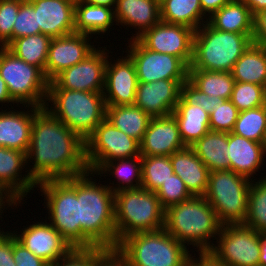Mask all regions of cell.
<instances>
[{
    "label": "cell",
    "mask_w": 266,
    "mask_h": 266,
    "mask_svg": "<svg viewBox=\"0 0 266 266\" xmlns=\"http://www.w3.org/2000/svg\"><path fill=\"white\" fill-rule=\"evenodd\" d=\"M26 159L27 165L30 162L33 165H29L25 173L36 183L65 179L89 171L85 140L45 108L34 115Z\"/></svg>",
    "instance_id": "6da1fadb"
},
{
    "label": "cell",
    "mask_w": 266,
    "mask_h": 266,
    "mask_svg": "<svg viewBox=\"0 0 266 266\" xmlns=\"http://www.w3.org/2000/svg\"><path fill=\"white\" fill-rule=\"evenodd\" d=\"M95 175L92 171L77 175L80 248L115 250V193L107 184H97Z\"/></svg>",
    "instance_id": "7a4b0ae2"
},
{
    "label": "cell",
    "mask_w": 266,
    "mask_h": 266,
    "mask_svg": "<svg viewBox=\"0 0 266 266\" xmlns=\"http://www.w3.org/2000/svg\"><path fill=\"white\" fill-rule=\"evenodd\" d=\"M222 225L204 196H192L165 210L164 229L183 245L197 247L196 252L211 251Z\"/></svg>",
    "instance_id": "3957f363"
},
{
    "label": "cell",
    "mask_w": 266,
    "mask_h": 266,
    "mask_svg": "<svg viewBox=\"0 0 266 266\" xmlns=\"http://www.w3.org/2000/svg\"><path fill=\"white\" fill-rule=\"evenodd\" d=\"M106 107L101 92L68 89H48L44 106L52 116L84 140L106 118Z\"/></svg>",
    "instance_id": "277c9868"
},
{
    "label": "cell",
    "mask_w": 266,
    "mask_h": 266,
    "mask_svg": "<svg viewBox=\"0 0 266 266\" xmlns=\"http://www.w3.org/2000/svg\"><path fill=\"white\" fill-rule=\"evenodd\" d=\"M252 43V35L221 31L206 22L194 31L193 60L188 70L232 72Z\"/></svg>",
    "instance_id": "5b68a950"
},
{
    "label": "cell",
    "mask_w": 266,
    "mask_h": 266,
    "mask_svg": "<svg viewBox=\"0 0 266 266\" xmlns=\"http://www.w3.org/2000/svg\"><path fill=\"white\" fill-rule=\"evenodd\" d=\"M189 249L162 228L131 234L115 251L128 266H183L190 259Z\"/></svg>",
    "instance_id": "8992f818"
},
{
    "label": "cell",
    "mask_w": 266,
    "mask_h": 266,
    "mask_svg": "<svg viewBox=\"0 0 266 266\" xmlns=\"http://www.w3.org/2000/svg\"><path fill=\"white\" fill-rule=\"evenodd\" d=\"M116 247L125 237L164 228L165 209L156 192L142 187L115 193Z\"/></svg>",
    "instance_id": "52a82bcc"
},
{
    "label": "cell",
    "mask_w": 266,
    "mask_h": 266,
    "mask_svg": "<svg viewBox=\"0 0 266 266\" xmlns=\"http://www.w3.org/2000/svg\"><path fill=\"white\" fill-rule=\"evenodd\" d=\"M44 195V207L49 223L72 248H80L79 200L77 176L65 179H48L37 183ZM46 201V202H45Z\"/></svg>",
    "instance_id": "ba28073f"
},
{
    "label": "cell",
    "mask_w": 266,
    "mask_h": 266,
    "mask_svg": "<svg viewBox=\"0 0 266 266\" xmlns=\"http://www.w3.org/2000/svg\"><path fill=\"white\" fill-rule=\"evenodd\" d=\"M0 76L17 106L44 108L49 80L39 67L21 60L7 47H0Z\"/></svg>",
    "instance_id": "9c48e42d"
},
{
    "label": "cell",
    "mask_w": 266,
    "mask_h": 266,
    "mask_svg": "<svg viewBox=\"0 0 266 266\" xmlns=\"http://www.w3.org/2000/svg\"><path fill=\"white\" fill-rule=\"evenodd\" d=\"M251 182L231 170L210 172L204 197L223 225L245 221Z\"/></svg>",
    "instance_id": "30bf717a"
},
{
    "label": "cell",
    "mask_w": 266,
    "mask_h": 266,
    "mask_svg": "<svg viewBox=\"0 0 266 266\" xmlns=\"http://www.w3.org/2000/svg\"><path fill=\"white\" fill-rule=\"evenodd\" d=\"M89 171L97 173L107 162L140 155V143L117 129L106 118L85 140Z\"/></svg>",
    "instance_id": "8fae6325"
},
{
    "label": "cell",
    "mask_w": 266,
    "mask_h": 266,
    "mask_svg": "<svg viewBox=\"0 0 266 266\" xmlns=\"http://www.w3.org/2000/svg\"><path fill=\"white\" fill-rule=\"evenodd\" d=\"M211 252L227 266H258L260 233L243 223L224 224Z\"/></svg>",
    "instance_id": "7c38bea8"
},
{
    "label": "cell",
    "mask_w": 266,
    "mask_h": 266,
    "mask_svg": "<svg viewBox=\"0 0 266 266\" xmlns=\"http://www.w3.org/2000/svg\"><path fill=\"white\" fill-rule=\"evenodd\" d=\"M127 44L125 52L135 65L138 82L188 79V66L180 58L147 49L138 39Z\"/></svg>",
    "instance_id": "4fadbf2b"
},
{
    "label": "cell",
    "mask_w": 266,
    "mask_h": 266,
    "mask_svg": "<svg viewBox=\"0 0 266 266\" xmlns=\"http://www.w3.org/2000/svg\"><path fill=\"white\" fill-rule=\"evenodd\" d=\"M106 48L97 47L81 62L62 70L49 81L48 89L103 93L107 60L112 53Z\"/></svg>",
    "instance_id": "5bb4252c"
},
{
    "label": "cell",
    "mask_w": 266,
    "mask_h": 266,
    "mask_svg": "<svg viewBox=\"0 0 266 266\" xmlns=\"http://www.w3.org/2000/svg\"><path fill=\"white\" fill-rule=\"evenodd\" d=\"M194 30L190 27L159 21L137 39L155 52L180 58L188 67L193 60Z\"/></svg>",
    "instance_id": "9a60e30c"
},
{
    "label": "cell",
    "mask_w": 266,
    "mask_h": 266,
    "mask_svg": "<svg viewBox=\"0 0 266 266\" xmlns=\"http://www.w3.org/2000/svg\"><path fill=\"white\" fill-rule=\"evenodd\" d=\"M33 223L25 226L22 231L20 229V232L14 230L13 234L34 255L51 265L73 249L47 220Z\"/></svg>",
    "instance_id": "2e32d148"
},
{
    "label": "cell",
    "mask_w": 266,
    "mask_h": 266,
    "mask_svg": "<svg viewBox=\"0 0 266 266\" xmlns=\"http://www.w3.org/2000/svg\"><path fill=\"white\" fill-rule=\"evenodd\" d=\"M125 55L116 58L117 62L107 60L103 91L106 106L134 105L138 77L133 61Z\"/></svg>",
    "instance_id": "e0dca14e"
},
{
    "label": "cell",
    "mask_w": 266,
    "mask_h": 266,
    "mask_svg": "<svg viewBox=\"0 0 266 266\" xmlns=\"http://www.w3.org/2000/svg\"><path fill=\"white\" fill-rule=\"evenodd\" d=\"M90 39L92 36L82 33L52 38L45 66L46 78L51 81L62 70L81 62L91 54L96 45Z\"/></svg>",
    "instance_id": "ac0fdd59"
},
{
    "label": "cell",
    "mask_w": 266,
    "mask_h": 266,
    "mask_svg": "<svg viewBox=\"0 0 266 266\" xmlns=\"http://www.w3.org/2000/svg\"><path fill=\"white\" fill-rule=\"evenodd\" d=\"M186 80H159L150 83L138 82L134 105L151 118L172 114L181 94V85Z\"/></svg>",
    "instance_id": "d6986e66"
},
{
    "label": "cell",
    "mask_w": 266,
    "mask_h": 266,
    "mask_svg": "<svg viewBox=\"0 0 266 266\" xmlns=\"http://www.w3.org/2000/svg\"><path fill=\"white\" fill-rule=\"evenodd\" d=\"M185 146L173 114L152 118L140 142L141 156H171Z\"/></svg>",
    "instance_id": "ffe728a7"
},
{
    "label": "cell",
    "mask_w": 266,
    "mask_h": 266,
    "mask_svg": "<svg viewBox=\"0 0 266 266\" xmlns=\"http://www.w3.org/2000/svg\"><path fill=\"white\" fill-rule=\"evenodd\" d=\"M37 12L40 33L52 38L75 33L76 0H28Z\"/></svg>",
    "instance_id": "44dd1931"
},
{
    "label": "cell",
    "mask_w": 266,
    "mask_h": 266,
    "mask_svg": "<svg viewBox=\"0 0 266 266\" xmlns=\"http://www.w3.org/2000/svg\"><path fill=\"white\" fill-rule=\"evenodd\" d=\"M23 106L27 111L24 109L23 111L21 109L19 111L15 110L13 106L8 111L7 109L0 110V147L22 151L27 154L31 142L34 115L41 108L30 105Z\"/></svg>",
    "instance_id": "7402d4cb"
},
{
    "label": "cell",
    "mask_w": 266,
    "mask_h": 266,
    "mask_svg": "<svg viewBox=\"0 0 266 266\" xmlns=\"http://www.w3.org/2000/svg\"><path fill=\"white\" fill-rule=\"evenodd\" d=\"M225 155L228 157L231 171L253 180L256 172L265 164L266 145L229 132L228 150Z\"/></svg>",
    "instance_id": "603a6c76"
},
{
    "label": "cell",
    "mask_w": 266,
    "mask_h": 266,
    "mask_svg": "<svg viewBox=\"0 0 266 266\" xmlns=\"http://www.w3.org/2000/svg\"><path fill=\"white\" fill-rule=\"evenodd\" d=\"M114 17L115 25L136 28L130 40L137 39L161 20L160 0H116Z\"/></svg>",
    "instance_id": "cb8c5ba5"
},
{
    "label": "cell",
    "mask_w": 266,
    "mask_h": 266,
    "mask_svg": "<svg viewBox=\"0 0 266 266\" xmlns=\"http://www.w3.org/2000/svg\"><path fill=\"white\" fill-rule=\"evenodd\" d=\"M27 166L26 153L0 147V184L12 193L20 202L37 187L29 174H22ZM23 175V176H22Z\"/></svg>",
    "instance_id": "d4e9b609"
},
{
    "label": "cell",
    "mask_w": 266,
    "mask_h": 266,
    "mask_svg": "<svg viewBox=\"0 0 266 266\" xmlns=\"http://www.w3.org/2000/svg\"><path fill=\"white\" fill-rule=\"evenodd\" d=\"M174 174L179 176L192 196H204L208 187L210 170L194 153L184 147L170 156Z\"/></svg>",
    "instance_id": "484cf974"
},
{
    "label": "cell",
    "mask_w": 266,
    "mask_h": 266,
    "mask_svg": "<svg viewBox=\"0 0 266 266\" xmlns=\"http://www.w3.org/2000/svg\"><path fill=\"white\" fill-rule=\"evenodd\" d=\"M253 18L251 10L241 0H231L207 20V23L218 30L239 34H253Z\"/></svg>",
    "instance_id": "4316f807"
},
{
    "label": "cell",
    "mask_w": 266,
    "mask_h": 266,
    "mask_svg": "<svg viewBox=\"0 0 266 266\" xmlns=\"http://www.w3.org/2000/svg\"><path fill=\"white\" fill-rule=\"evenodd\" d=\"M172 114L185 146H192L210 130L209 113L201 106L188 105L181 97Z\"/></svg>",
    "instance_id": "83f0119b"
},
{
    "label": "cell",
    "mask_w": 266,
    "mask_h": 266,
    "mask_svg": "<svg viewBox=\"0 0 266 266\" xmlns=\"http://www.w3.org/2000/svg\"><path fill=\"white\" fill-rule=\"evenodd\" d=\"M114 9L91 5L76 0L75 4V33L87 35H105L110 33V27L114 25ZM109 33H108V32Z\"/></svg>",
    "instance_id": "f1b7e54d"
},
{
    "label": "cell",
    "mask_w": 266,
    "mask_h": 266,
    "mask_svg": "<svg viewBox=\"0 0 266 266\" xmlns=\"http://www.w3.org/2000/svg\"><path fill=\"white\" fill-rule=\"evenodd\" d=\"M203 161L210 172L230 170L228 157V133L209 130L197 142L190 146Z\"/></svg>",
    "instance_id": "f546056e"
},
{
    "label": "cell",
    "mask_w": 266,
    "mask_h": 266,
    "mask_svg": "<svg viewBox=\"0 0 266 266\" xmlns=\"http://www.w3.org/2000/svg\"><path fill=\"white\" fill-rule=\"evenodd\" d=\"M106 119L140 143L152 118L136 105H118L106 107Z\"/></svg>",
    "instance_id": "4dcf8cb0"
},
{
    "label": "cell",
    "mask_w": 266,
    "mask_h": 266,
    "mask_svg": "<svg viewBox=\"0 0 266 266\" xmlns=\"http://www.w3.org/2000/svg\"><path fill=\"white\" fill-rule=\"evenodd\" d=\"M160 19L190 27L194 31L208 20L202 12L200 0H160Z\"/></svg>",
    "instance_id": "1f68e13d"
},
{
    "label": "cell",
    "mask_w": 266,
    "mask_h": 266,
    "mask_svg": "<svg viewBox=\"0 0 266 266\" xmlns=\"http://www.w3.org/2000/svg\"><path fill=\"white\" fill-rule=\"evenodd\" d=\"M231 73L237 82L266 88V47L252 43L236 61Z\"/></svg>",
    "instance_id": "d6a6232c"
},
{
    "label": "cell",
    "mask_w": 266,
    "mask_h": 266,
    "mask_svg": "<svg viewBox=\"0 0 266 266\" xmlns=\"http://www.w3.org/2000/svg\"><path fill=\"white\" fill-rule=\"evenodd\" d=\"M108 173L110 177L112 175L113 177L115 176L114 178H117V184L115 183V187H114V181H112L113 183L109 182V185L107 183V186L114 193L120 190H124V189L140 188L142 184L141 156H135L132 158H124V159H116V160L107 162L96 173V176L97 175L106 176V174L108 176Z\"/></svg>",
    "instance_id": "836d02e7"
},
{
    "label": "cell",
    "mask_w": 266,
    "mask_h": 266,
    "mask_svg": "<svg viewBox=\"0 0 266 266\" xmlns=\"http://www.w3.org/2000/svg\"><path fill=\"white\" fill-rule=\"evenodd\" d=\"M52 37L46 34L30 35L14 39L7 48L28 64L39 67L45 74L47 55Z\"/></svg>",
    "instance_id": "e575fe53"
},
{
    "label": "cell",
    "mask_w": 266,
    "mask_h": 266,
    "mask_svg": "<svg viewBox=\"0 0 266 266\" xmlns=\"http://www.w3.org/2000/svg\"><path fill=\"white\" fill-rule=\"evenodd\" d=\"M188 80L201 92L229 100L235 79L231 72L188 70Z\"/></svg>",
    "instance_id": "d590c367"
},
{
    "label": "cell",
    "mask_w": 266,
    "mask_h": 266,
    "mask_svg": "<svg viewBox=\"0 0 266 266\" xmlns=\"http://www.w3.org/2000/svg\"><path fill=\"white\" fill-rule=\"evenodd\" d=\"M256 180L257 178L253 179L250 185L247 214L243 224L259 233H266V173Z\"/></svg>",
    "instance_id": "8d00e7d4"
},
{
    "label": "cell",
    "mask_w": 266,
    "mask_h": 266,
    "mask_svg": "<svg viewBox=\"0 0 266 266\" xmlns=\"http://www.w3.org/2000/svg\"><path fill=\"white\" fill-rule=\"evenodd\" d=\"M232 133L266 145V104L240 111Z\"/></svg>",
    "instance_id": "74e56055"
},
{
    "label": "cell",
    "mask_w": 266,
    "mask_h": 266,
    "mask_svg": "<svg viewBox=\"0 0 266 266\" xmlns=\"http://www.w3.org/2000/svg\"><path fill=\"white\" fill-rule=\"evenodd\" d=\"M141 187L156 192L174 174L170 156H141Z\"/></svg>",
    "instance_id": "f35d334b"
},
{
    "label": "cell",
    "mask_w": 266,
    "mask_h": 266,
    "mask_svg": "<svg viewBox=\"0 0 266 266\" xmlns=\"http://www.w3.org/2000/svg\"><path fill=\"white\" fill-rule=\"evenodd\" d=\"M230 100L239 111L263 106L266 104V88L254 83L235 81Z\"/></svg>",
    "instance_id": "ab89813d"
},
{
    "label": "cell",
    "mask_w": 266,
    "mask_h": 266,
    "mask_svg": "<svg viewBox=\"0 0 266 266\" xmlns=\"http://www.w3.org/2000/svg\"><path fill=\"white\" fill-rule=\"evenodd\" d=\"M239 112L230 99L217 103L209 114L210 130L227 133L232 132Z\"/></svg>",
    "instance_id": "60d3db41"
},
{
    "label": "cell",
    "mask_w": 266,
    "mask_h": 266,
    "mask_svg": "<svg viewBox=\"0 0 266 266\" xmlns=\"http://www.w3.org/2000/svg\"><path fill=\"white\" fill-rule=\"evenodd\" d=\"M156 195L165 210L192 197L183 180L176 174L157 189Z\"/></svg>",
    "instance_id": "b9f144b4"
},
{
    "label": "cell",
    "mask_w": 266,
    "mask_h": 266,
    "mask_svg": "<svg viewBox=\"0 0 266 266\" xmlns=\"http://www.w3.org/2000/svg\"><path fill=\"white\" fill-rule=\"evenodd\" d=\"M12 29V41L16 38L40 34L37 27V12L28 0H22Z\"/></svg>",
    "instance_id": "7bdbcfd3"
},
{
    "label": "cell",
    "mask_w": 266,
    "mask_h": 266,
    "mask_svg": "<svg viewBox=\"0 0 266 266\" xmlns=\"http://www.w3.org/2000/svg\"><path fill=\"white\" fill-rule=\"evenodd\" d=\"M108 251L106 248H73L66 256L50 266H95V263Z\"/></svg>",
    "instance_id": "ee69618b"
},
{
    "label": "cell",
    "mask_w": 266,
    "mask_h": 266,
    "mask_svg": "<svg viewBox=\"0 0 266 266\" xmlns=\"http://www.w3.org/2000/svg\"><path fill=\"white\" fill-rule=\"evenodd\" d=\"M22 0H0V47L12 42L14 20L19 12Z\"/></svg>",
    "instance_id": "f6af8a7d"
},
{
    "label": "cell",
    "mask_w": 266,
    "mask_h": 266,
    "mask_svg": "<svg viewBox=\"0 0 266 266\" xmlns=\"http://www.w3.org/2000/svg\"><path fill=\"white\" fill-rule=\"evenodd\" d=\"M180 97L188 104L192 106H201L207 113H211L212 108L217 103L223 101L222 98L215 96H208L196 88L188 79L181 85Z\"/></svg>",
    "instance_id": "bcb514c9"
},
{
    "label": "cell",
    "mask_w": 266,
    "mask_h": 266,
    "mask_svg": "<svg viewBox=\"0 0 266 266\" xmlns=\"http://www.w3.org/2000/svg\"><path fill=\"white\" fill-rule=\"evenodd\" d=\"M13 257L16 266H50L44 259L34 255L13 234Z\"/></svg>",
    "instance_id": "7dc6e473"
},
{
    "label": "cell",
    "mask_w": 266,
    "mask_h": 266,
    "mask_svg": "<svg viewBox=\"0 0 266 266\" xmlns=\"http://www.w3.org/2000/svg\"><path fill=\"white\" fill-rule=\"evenodd\" d=\"M0 266H16L13 257V232L0 228Z\"/></svg>",
    "instance_id": "c3c4849f"
},
{
    "label": "cell",
    "mask_w": 266,
    "mask_h": 266,
    "mask_svg": "<svg viewBox=\"0 0 266 266\" xmlns=\"http://www.w3.org/2000/svg\"><path fill=\"white\" fill-rule=\"evenodd\" d=\"M252 41L266 47V9L254 15Z\"/></svg>",
    "instance_id": "681fc988"
},
{
    "label": "cell",
    "mask_w": 266,
    "mask_h": 266,
    "mask_svg": "<svg viewBox=\"0 0 266 266\" xmlns=\"http://www.w3.org/2000/svg\"><path fill=\"white\" fill-rule=\"evenodd\" d=\"M198 256H190V261L195 266H227L223 261H221L214 253L211 251H197Z\"/></svg>",
    "instance_id": "f907efd6"
},
{
    "label": "cell",
    "mask_w": 266,
    "mask_h": 266,
    "mask_svg": "<svg viewBox=\"0 0 266 266\" xmlns=\"http://www.w3.org/2000/svg\"><path fill=\"white\" fill-rule=\"evenodd\" d=\"M95 266H128V265L126 261L115 250H108L95 263Z\"/></svg>",
    "instance_id": "816d5d0a"
},
{
    "label": "cell",
    "mask_w": 266,
    "mask_h": 266,
    "mask_svg": "<svg viewBox=\"0 0 266 266\" xmlns=\"http://www.w3.org/2000/svg\"><path fill=\"white\" fill-rule=\"evenodd\" d=\"M19 203V204H18ZM22 204L12 193H10L3 185L0 184V215H2L4 209H7L10 207L11 209H14L13 207ZM7 206V207H6ZM2 219V216H0V220Z\"/></svg>",
    "instance_id": "f5cc1de1"
},
{
    "label": "cell",
    "mask_w": 266,
    "mask_h": 266,
    "mask_svg": "<svg viewBox=\"0 0 266 266\" xmlns=\"http://www.w3.org/2000/svg\"><path fill=\"white\" fill-rule=\"evenodd\" d=\"M231 0H200L203 14L207 19Z\"/></svg>",
    "instance_id": "db71d44e"
},
{
    "label": "cell",
    "mask_w": 266,
    "mask_h": 266,
    "mask_svg": "<svg viewBox=\"0 0 266 266\" xmlns=\"http://www.w3.org/2000/svg\"><path fill=\"white\" fill-rule=\"evenodd\" d=\"M251 10L252 15L266 9V0H241Z\"/></svg>",
    "instance_id": "11a10c76"
},
{
    "label": "cell",
    "mask_w": 266,
    "mask_h": 266,
    "mask_svg": "<svg viewBox=\"0 0 266 266\" xmlns=\"http://www.w3.org/2000/svg\"><path fill=\"white\" fill-rule=\"evenodd\" d=\"M0 105H4V103H10L9 105H11V103L14 105L16 102L11 98V96L9 95L7 86L5 81L1 78L0 76Z\"/></svg>",
    "instance_id": "9f6ffc18"
},
{
    "label": "cell",
    "mask_w": 266,
    "mask_h": 266,
    "mask_svg": "<svg viewBox=\"0 0 266 266\" xmlns=\"http://www.w3.org/2000/svg\"><path fill=\"white\" fill-rule=\"evenodd\" d=\"M259 266H266V233H260V260Z\"/></svg>",
    "instance_id": "6f0895ef"
},
{
    "label": "cell",
    "mask_w": 266,
    "mask_h": 266,
    "mask_svg": "<svg viewBox=\"0 0 266 266\" xmlns=\"http://www.w3.org/2000/svg\"><path fill=\"white\" fill-rule=\"evenodd\" d=\"M83 3L91 4V5H100L115 9L116 0H80Z\"/></svg>",
    "instance_id": "680465c9"
},
{
    "label": "cell",
    "mask_w": 266,
    "mask_h": 266,
    "mask_svg": "<svg viewBox=\"0 0 266 266\" xmlns=\"http://www.w3.org/2000/svg\"><path fill=\"white\" fill-rule=\"evenodd\" d=\"M183 266H195L190 260H188Z\"/></svg>",
    "instance_id": "91938a15"
}]
</instances>
